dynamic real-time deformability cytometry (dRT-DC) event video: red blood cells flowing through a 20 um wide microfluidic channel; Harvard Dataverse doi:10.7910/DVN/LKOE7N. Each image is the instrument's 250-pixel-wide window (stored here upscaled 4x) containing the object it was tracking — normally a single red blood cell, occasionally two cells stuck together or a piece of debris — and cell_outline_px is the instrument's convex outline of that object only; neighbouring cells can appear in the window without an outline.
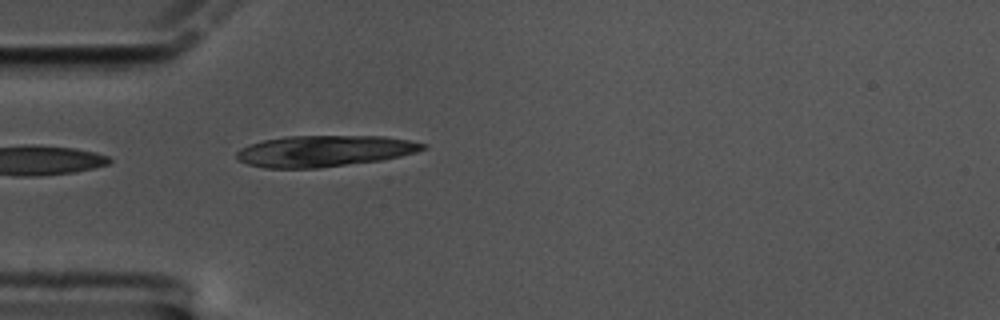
{"species": "common noctule bat (a hibernating species)", "species_latin": "Nyctalus noctula", "temperature_condition": "cold", "stored_images_in_passage": 24, "camera_frame_rate_fps": 3000, "um_per_image_px": 0.085, "animal": {"sex": "male", "body_mass_g": 17.5, "forearm_length_mm": 52.3}, "frame": {"image": 1, "passage_image": 1, "time_ms": 0.0, "image_size_px": [1000, 320], "cell_outline_px": [[428, 148], [416, 152], [400, 156], [380, 160], [316, 168], [264, 168], [248, 164], [236, 160], [236, 152], [240, 148], [248, 144], [264, 140], [284, 136], [384, 136], [408, 140], [428, 144]], "centroid_in_image_um": [27.54, 12.83], "position_along_channel_um": 57.5, "area_um2": 33.99}}